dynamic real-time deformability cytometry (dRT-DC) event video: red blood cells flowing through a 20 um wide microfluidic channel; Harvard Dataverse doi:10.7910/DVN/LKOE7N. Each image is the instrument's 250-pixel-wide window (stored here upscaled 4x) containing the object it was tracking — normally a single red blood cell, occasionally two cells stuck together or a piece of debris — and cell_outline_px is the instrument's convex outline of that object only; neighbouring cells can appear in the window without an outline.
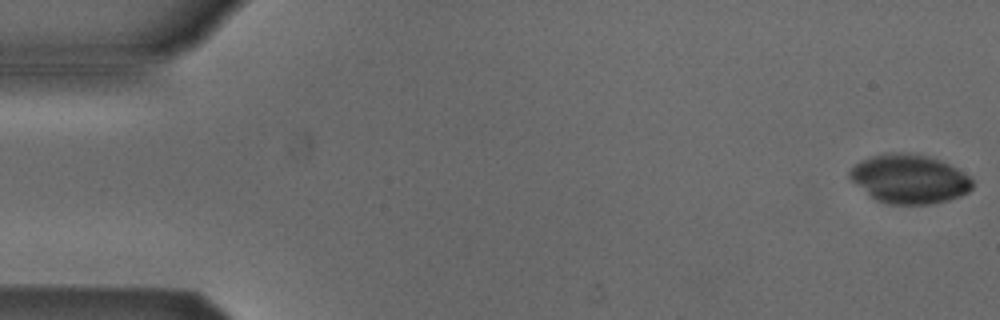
{"species": "Egyptian fruit bat (a non-hibernating species)", "species_latin": "Rousettus aegyptiacus", "temperature_condition": "cold", "stored_images_in_passage": 5, "segment_of_instrument_passage": [2, 2], "camera_frame_rate_fps": 3000, "um_per_image_px": 0.085, "animal": {"sex": "male"}, "frame": {"image": 1, "passage_image": 5, "time_ms": 4.667, "image_size_px": [1000, 320], "cell_outline_px": [[972, 188], [968, 192], [960, 196], [948, 200], [932, 204], [888, 204], [876, 200], [856, 184], [848, 176], [848, 172], [856, 164], [872, 156], [884, 152], [896, 152], [924, 156], [940, 160], [956, 168], [968, 176], [972, 180]], "centroid_in_image_um": [77.29, 15.22], "position_along_channel_um": 7.7, "area_um2": 34.56}}